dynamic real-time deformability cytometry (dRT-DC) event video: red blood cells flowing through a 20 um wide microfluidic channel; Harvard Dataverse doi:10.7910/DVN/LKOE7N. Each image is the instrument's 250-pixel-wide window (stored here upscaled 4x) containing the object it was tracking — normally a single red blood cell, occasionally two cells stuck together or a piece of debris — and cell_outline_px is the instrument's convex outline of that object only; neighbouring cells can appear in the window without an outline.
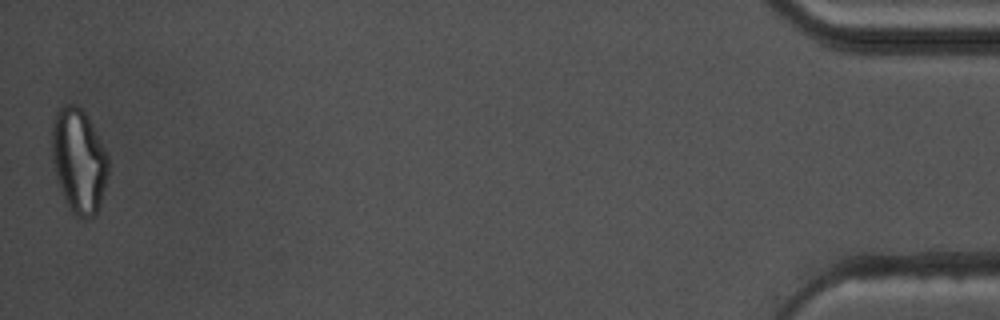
{"species": "common noctule bat (a hibernating species)", "species_latin": "Nyctalus noctula", "temperature_condition": "warm", "stored_images_in_passage": 41, "camera_frame_rate_fps": 3000, "um_per_image_px": 0.085, "animal": {"sex": "male", "body_mass_g": 17.5, "forearm_length_mm": 52.3}, "frame": {"image": 1, "passage_image": 41, "time_ms": 13.333, "image_size_px": [1000, 320], "cell_outline_px": [[108, 172], [104, 188], [96, 212], [88, 220], [84, 220], [76, 216], [72, 212], [64, 196], [56, 176], [52, 156], [52, 120], [56, 108], [64, 104], [76, 104], [84, 112], [104, 148], [108, 156]], "centroid_in_image_um": [6.67, 13.63], "position_along_channel_um": 428.5, "area_um2": 33.87}, "authors_computed_cell_mechanics": {"area_um2": 22.7732, "velocity_mm_per_s": 3.655, "shape_relaxation_time_tau1_ms": null, "shape_relaxation_time_tau2_ms": 1.7302, "deformation_change_tau1": null, "deformation_change_tau2": 0.0819}}